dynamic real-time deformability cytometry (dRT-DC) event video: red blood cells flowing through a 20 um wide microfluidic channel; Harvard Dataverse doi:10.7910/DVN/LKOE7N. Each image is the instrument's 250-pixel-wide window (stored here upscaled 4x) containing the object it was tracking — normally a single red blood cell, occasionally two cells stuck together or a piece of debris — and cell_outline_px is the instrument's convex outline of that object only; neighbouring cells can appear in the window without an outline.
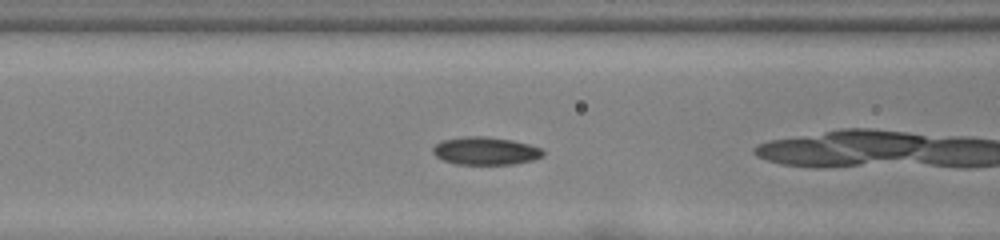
{"species": "common noctule bat (a hibernating species)", "species_latin": "Nyctalus noctula", "temperature_condition": "room temperature", "stored_images_in_passage": 41, "camera_frame_rate_fps": 3000, "um_per_image_px": 0.085, "animal": {"sex": "female", "body_mass_g": 22.0, "forearm_length_mm": 56.7}, "frame": {"image": 1, "passage_image": 10, "time_ms": 3.0, "image_size_px": [1000, 240], "cell_outline_px": [[544, 156], [532, 160], [512, 164], [456, 164], [444, 160], [436, 156], [432, 152], [432, 148], [440, 140], [460, 136], [484, 136], [512, 140], [544, 148]], "centroid_in_image_um": [41.26, 12.81], "position_along_channel_um": 125.3, "area_um2": 18.03}}
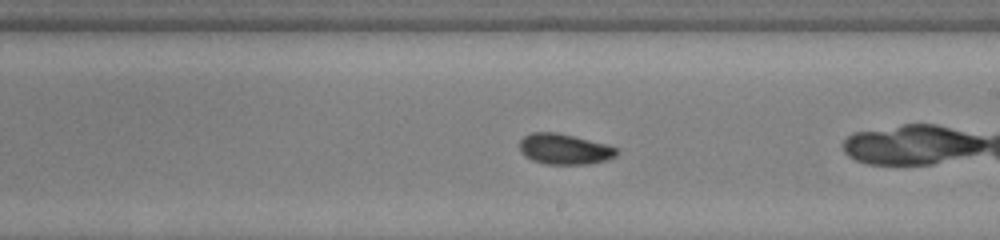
{"frame": {"image": 2, "passage_image": 19, "time_ms": 6.0, "image_size_px": [1000, 240], "cell_outline_px": [[620, 152], [616, 156], [604, 160], [588, 164], [544, 164], [532, 160], [524, 156], [520, 152], [520, 140], [524, 136], [532, 132], [556, 132], [604, 144], [616, 148]], "centroid_in_image_um": [47.93, 12.68], "position_along_channel_um": 241.1, "area_um2": 17.17}}
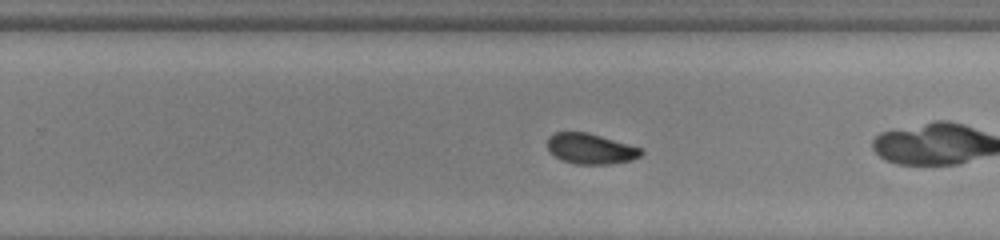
{"frame": {"image": 3, "passage_image": 22, "time_ms": 7.0, "image_size_px": [1000, 240], "cell_outline_px": [[644, 152], [640, 156], [632, 160], [608, 164], [576, 164], [560, 160], [548, 148], [548, 136], [556, 132], [588, 132], [644, 148]], "centroid_in_image_um": [50.24, 12.64], "position_along_channel_um": 279.6, "area_um2": 16.76}, "authors_computed_cell_mechanics": {"area_um2": 17.1088, "velocity_mm_per_s": 3.8648, "shape_relaxation_time_tau1_ms": 5.1045, "shape_relaxation_time_tau2_ms": 2.8057, "deformation_change_tau1": 0.1635, "deformation_change_tau2": 0.0664}}